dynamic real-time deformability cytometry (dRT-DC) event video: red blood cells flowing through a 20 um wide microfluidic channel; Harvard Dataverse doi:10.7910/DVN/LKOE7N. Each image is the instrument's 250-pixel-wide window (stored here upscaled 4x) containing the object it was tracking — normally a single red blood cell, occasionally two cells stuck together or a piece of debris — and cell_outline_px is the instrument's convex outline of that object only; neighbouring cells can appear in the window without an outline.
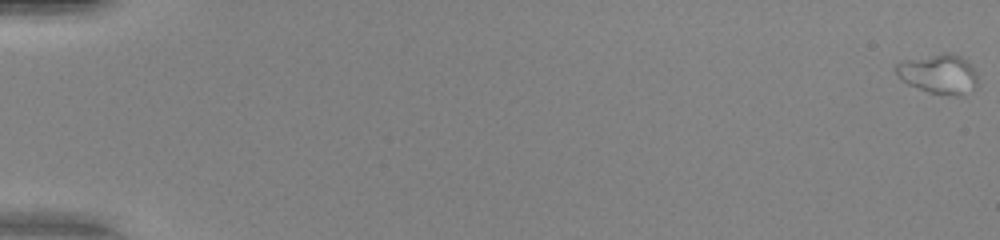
{"species": "human", "species_latin": "Homo sapiens", "temperature_condition": "warm", "stored_images_in_passage": 52, "camera_frame_rate_fps": 3000, "um_per_image_px": 0.085, "donor": {"sex": "female"}, "frame": {"image": 1, "passage_image": 1, "time_ms": 0.0, "image_size_px": [1000, 240], "cell_outline_px": [[976, 88], [964, 96], [956, 96], [932, 92], [908, 84], [900, 80], [896, 72], [896, 64], [904, 60], [944, 52], [960, 56], [976, 72]], "centroid_in_image_um": [79.79, 6.29], "position_along_channel_um": 5.2, "area_um2": 18.61}}